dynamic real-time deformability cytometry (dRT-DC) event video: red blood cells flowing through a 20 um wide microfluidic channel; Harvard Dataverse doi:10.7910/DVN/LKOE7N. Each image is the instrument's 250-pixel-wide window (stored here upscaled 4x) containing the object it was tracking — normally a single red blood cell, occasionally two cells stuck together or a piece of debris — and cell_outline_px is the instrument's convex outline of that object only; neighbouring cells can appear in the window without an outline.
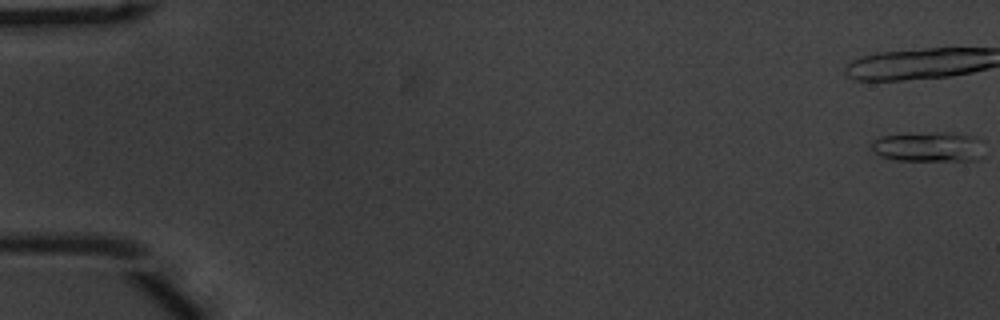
{"species": "common noctule bat (a hibernating species)", "species_latin": "Nyctalus noctula", "temperature_condition": "warm", "stored_images_in_passage": 44, "camera_frame_rate_fps": 3000, "um_per_image_px": 0.085, "animal": {"sex": "male", "body_mass_g": 20.1, "forearm_length_mm": 53.5}, "frame": {"image": 1, "passage_image": 1, "time_ms": 0.0, "image_size_px": [1000, 320], "cell_outline_px": [[984, 156], [980, 160], [896, 160], [880, 156], [868, 144], [872, 140], [884, 136], [928, 132], [956, 132], [972, 136], [984, 140]], "centroid_in_image_um": [79.02, 12.47], "position_along_channel_um": 6.0, "area_um2": 20.11}}